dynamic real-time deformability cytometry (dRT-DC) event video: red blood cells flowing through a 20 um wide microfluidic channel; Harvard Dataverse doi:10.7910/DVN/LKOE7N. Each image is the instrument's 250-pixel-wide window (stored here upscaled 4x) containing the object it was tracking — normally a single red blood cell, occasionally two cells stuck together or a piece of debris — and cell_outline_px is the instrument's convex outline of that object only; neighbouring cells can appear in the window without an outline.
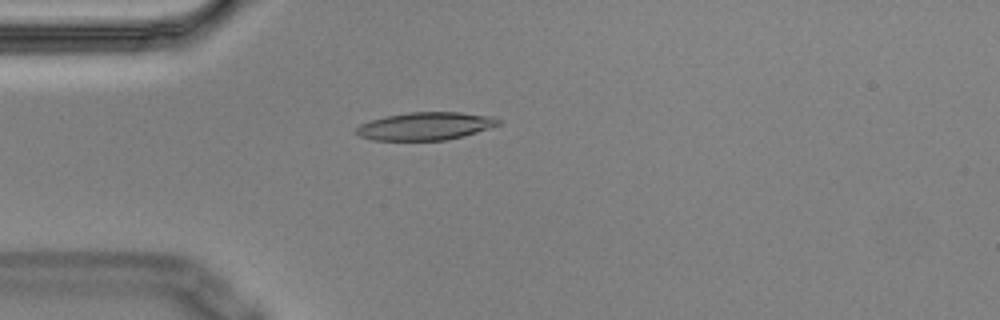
{"species": "Egyptian fruit bat (a non-hibernating species)", "species_latin": "Rousettus aegyptiacus", "temperature_condition": "cold", "stored_images_in_passage": 5, "camera_frame_rate_fps": 3000, "um_per_image_px": 0.085, "animal": {"sex": "male"}, "frame": {"image": 1, "passage_image": 5, "time_ms": 1.333, "image_size_px": [1000, 320], "cell_outline_px": [[500, 124], [464, 136], [448, 140], [372, 140], [360, 136], [356, 132], [356, 128], [360, 124], [372, 120], [388, 116], [408, 112], [460, 112], [496, 116], [500, 120]], "centroid_in_image_um": [36.2, 10.72], "position_along_channel_um": 48.8, "area_um2": 23.0}}